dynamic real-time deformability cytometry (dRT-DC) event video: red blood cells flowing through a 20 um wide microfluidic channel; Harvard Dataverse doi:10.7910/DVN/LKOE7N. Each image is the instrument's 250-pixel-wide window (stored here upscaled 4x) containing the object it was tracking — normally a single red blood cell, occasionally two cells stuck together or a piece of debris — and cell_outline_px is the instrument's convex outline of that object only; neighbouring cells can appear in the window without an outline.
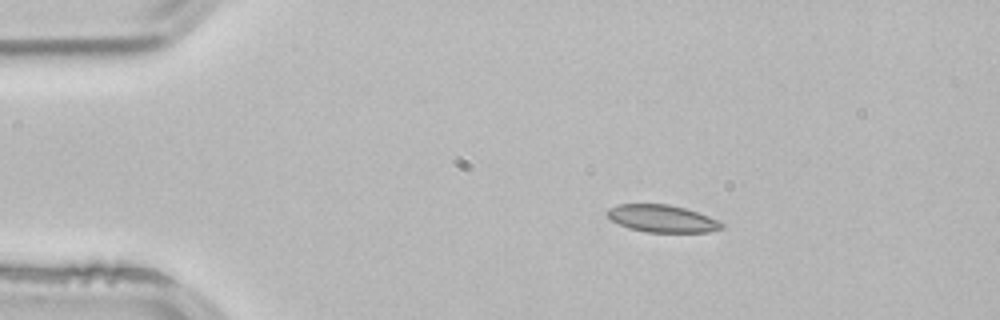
{"species": "common noctule bat (a hibernating species)", "species_latin": "Nyctalus noctula", "temperature_condition": "room temperature", "stored_images_in_passage": 3, "camera_frame_rate_fps": 3000, "um_per_image_px": 0.085, "animal": {"sex": "male", "body_mass_g": 21.5, "forearm_length_mm": 52.0}, "frame": {"image": 1, "passage_image": 2, "time_ms": 0.333, "image_size_px": [1000, 320], "cell_outline_px": [[724, 228], [708, 232], [648, 232], [628, 228], [612, 220], [604, 212], [608, 208], [616, 204], [668, 204], [684, 208], [708, 216], [724, 224]], "centroid_in_image_um": [56.24, 18.57], "position_along_channel_um": 28.8, "area_um2": 18.15}}